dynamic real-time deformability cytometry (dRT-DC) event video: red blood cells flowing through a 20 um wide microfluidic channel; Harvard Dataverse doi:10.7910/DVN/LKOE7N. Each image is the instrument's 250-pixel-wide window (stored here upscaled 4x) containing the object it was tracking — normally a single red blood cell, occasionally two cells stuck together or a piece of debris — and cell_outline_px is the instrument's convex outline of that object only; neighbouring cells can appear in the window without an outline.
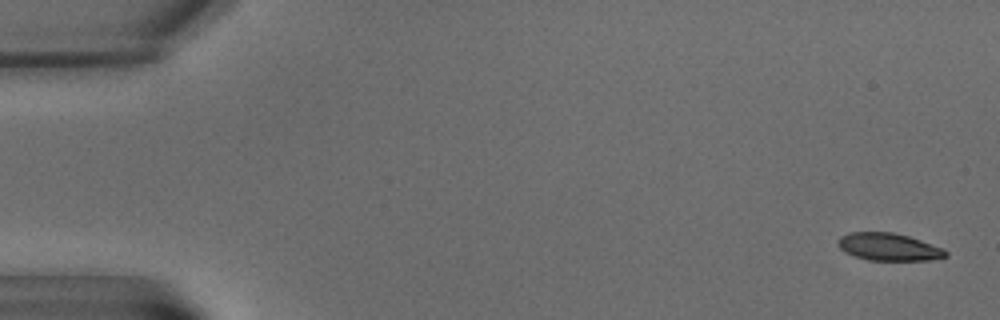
{"species": "common noctule bat (a hibernating species)", "species_latin": "Nyctalus noctula", "temperature_condition": "warm", "stored_images_in_passage": 7, "camera_frame_rate_fps": 3000, "um_per_image_px": 0.085, "animal": {"sex": "male", "body_mass_g": 15.6}, "frame": {"image": 1, "passage_image": 1, "time_ms": 0.0, "image_size_px": [1000, 320], "cell_outline_px": [[948, 256], [928, 260], [868, 260], [844, 252], [836, 244], [836, 240], [840, 236], [848, 232], [892, 232], [908, 236], [944, 248], [948, 252]], "centroid_in_image_um": [75.51, 20.98], "position_along_channel_um": 9.5, "area_um2": 17.34}}